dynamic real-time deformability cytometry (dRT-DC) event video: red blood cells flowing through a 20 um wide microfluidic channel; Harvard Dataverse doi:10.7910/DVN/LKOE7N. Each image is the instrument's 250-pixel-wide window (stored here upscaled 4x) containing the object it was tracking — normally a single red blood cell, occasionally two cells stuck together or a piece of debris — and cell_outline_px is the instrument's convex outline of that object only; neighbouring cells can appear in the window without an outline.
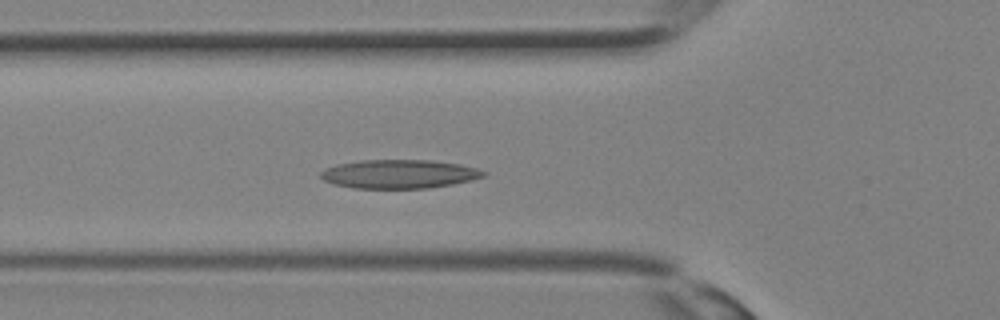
{"species": "Egyptian fruit bat (a non-hibernating species)", "species_latin": "Rousettus aegyptiacus", "temperature_condition": "room temperature", "stored_images_in_passage": 27, "camera_frame_rate_fps": 3000, "um_per_image_px": 0.085, "animal": {"sex": "female"}, "frame": {"image": 1, "passage_image": 6, "time_ms": 1.667, "image_size_px": [1000, 320], "cell_outline_px": [[488, 172], [484, 176], [472, 180], [452, 184], [428, 188], [352, 188], [332, 184], [324, 180], [320, 176], [320, 172], [324, 168], [336, 164], [360, 160], [432, 160], [460, 164], [476, 168]], "centroid_in_image_um": [33.9, 14.79], "position_along_channel_um": 91.9, "area_um2": 27.46}}
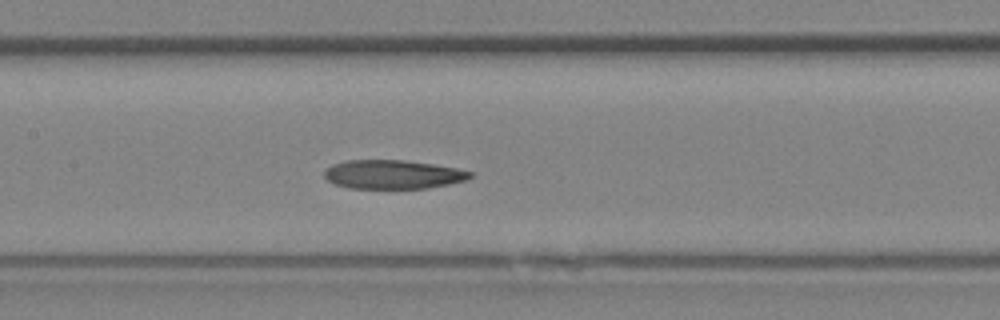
{"frame": {"image": 2, "passage_image": 10, "time_ms": 3.0, "image_size_px": [1000, 320], "cell_outline_px": [[472, 176], [468, 180], [428, 188], [348, 188], [336, 184], [328, 180], [324, 176], [324, 172], [332, 164], [348, 160], [404, 160], [432, 164], [456, 168], [472, 172]], "centroid_in_image_um": [33.41, 14.82], "position_along_channel_um": 174.0, "area_um2": 24.39}}
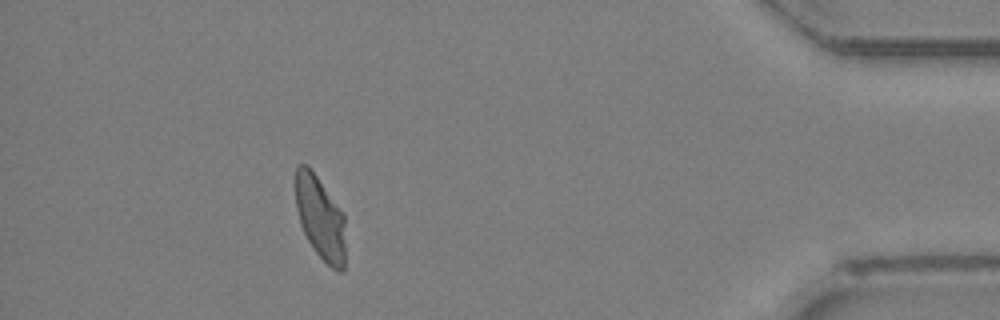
{"frame": {"image": 3, "passage_image": 24, "time_ms": 7.667, "image_size_px": [1000, 320], "cell_outline_px": [[344, 272], [340, 272], [332, 268], [316, 252], [308, 240], [300, 224], [296, 208], [296, 168], [300, 164], [308, 164], [344, 212]], "centroid_in_image_um": [27.23, 18.49], "position_along_channel_um": 408.0, "area_um2": 24.22}}